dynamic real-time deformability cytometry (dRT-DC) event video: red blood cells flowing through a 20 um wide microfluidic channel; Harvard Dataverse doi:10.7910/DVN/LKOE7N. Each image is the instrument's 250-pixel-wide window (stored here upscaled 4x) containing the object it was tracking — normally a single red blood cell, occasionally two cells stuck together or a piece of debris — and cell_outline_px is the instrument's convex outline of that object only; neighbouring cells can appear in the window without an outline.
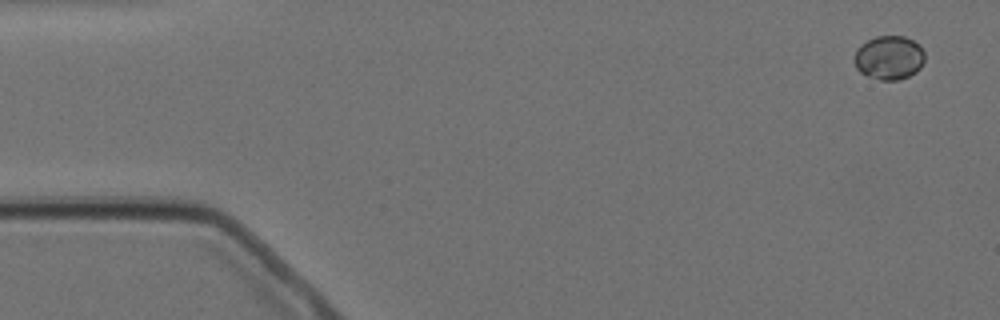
{"species": "Egyptian fruit bat (a non-hibernating species)", "species_latin": "Rousettus aegyptiacus", "temperature_condition": "cold", "stored_images_in_passage": 6, "camera_frame_rate_fps": 3000, "um_per_image_px": 0.085, "animal": {"sex": "female"}, "frame": {"image": 1, "passage_image": 1, "time_ms": 0.0, "image_size_px": [1000, 320], "cell_outline_px": [[924, 60], [920, 68], [916, 72], [908, 76], [896, 80], [880, 80], [868, 76], [860, 72], [856, 68], [856, 48], [860, 44], [876, 36], [904, 36], [920, 44], [924, 52]], "centroid_in_image_um": [75.59, 4.89], "position_along_channel_um": 9.4, "area_um2": 17.98}}
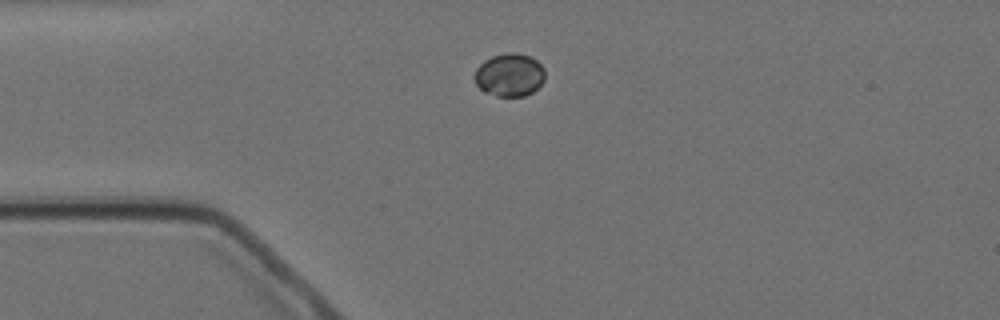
{"frame": {"image": 2, "passage_image": 4, "time_ms": 3.667, "image_size_px": [1000, 320], "cell_outline_px": [[544, 80], [532, 92], [524, 96], [496, 96], [484, 92], [476, 84], [476, 68], [484, 60], [492, 56], [508, 52], [516, 52], [528, 56], [536, 60], [544, 68]], "centroid_in_image_um": [43.31, 6.36], "position_along_channel_um": 41.7, "area_um2": 17.51}}
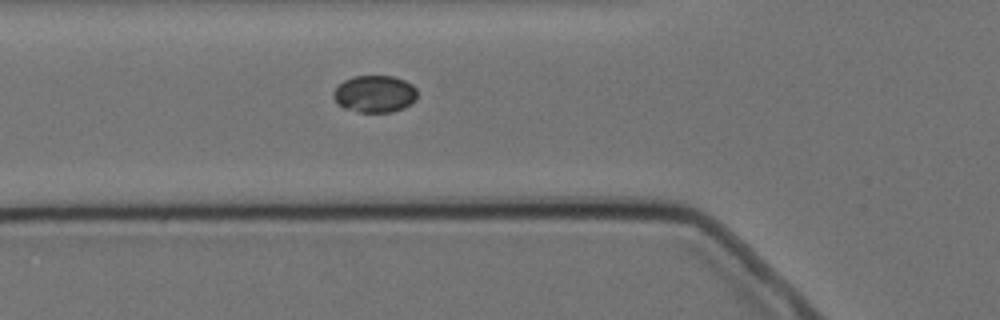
{"frame": {"image": 3, "passage_image": 6, "time_ms": 5.667, "image_size_px": [1000, 320], "cell_outline_px": [[416, 100], [404, 108], [392, 112], [356, 112], [344, 108], [336, 104], [332, 96], [332, 92], [344, 80], [352, 76], [392, 76], [404, 80], [412, 84], [416, 88]], "centroid_in_image_um": [31.83, 7.99], "position_along_channel_um": 94.0, "area_um2": 18.32}}